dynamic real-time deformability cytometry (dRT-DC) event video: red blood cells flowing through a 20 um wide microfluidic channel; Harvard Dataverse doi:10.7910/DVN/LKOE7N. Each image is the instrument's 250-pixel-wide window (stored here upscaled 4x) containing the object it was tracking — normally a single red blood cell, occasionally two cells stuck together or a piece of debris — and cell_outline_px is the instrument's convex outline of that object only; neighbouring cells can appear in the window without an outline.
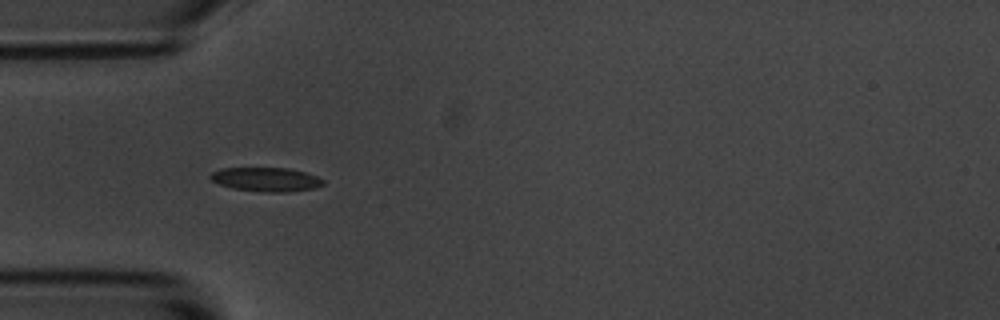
{"species": "common noctule bat (a hibernating species)", "species_latin": "Nyctalus noctula", "temperature_condition": "room temperature", "stored_images_in_passage": 6, "camera_frame_rate_fps": 3000, "um_per_image_px": 0.085, "animal": {"sex": "male", "body_mass_g": 20.1, "forearm_length_mm": 53.5}, "frame": {"image": 1, "passage_image": 5, "time_ms": 5.333, "image_size_px": [1000, 320], "cell_outline_px": [[324, 184], [316, 188], [288, 192], [264, 192], [232, 188], [220, 184], [212, 180], [208, 176], [212, 172], [220, 168], [288, 168], [304, 172], [316, 176], [324, 180]], "centroid_in_image_um": [22.62, 15.25], "position_along_channel_um": 62.4, "area_um2": 15.78}}